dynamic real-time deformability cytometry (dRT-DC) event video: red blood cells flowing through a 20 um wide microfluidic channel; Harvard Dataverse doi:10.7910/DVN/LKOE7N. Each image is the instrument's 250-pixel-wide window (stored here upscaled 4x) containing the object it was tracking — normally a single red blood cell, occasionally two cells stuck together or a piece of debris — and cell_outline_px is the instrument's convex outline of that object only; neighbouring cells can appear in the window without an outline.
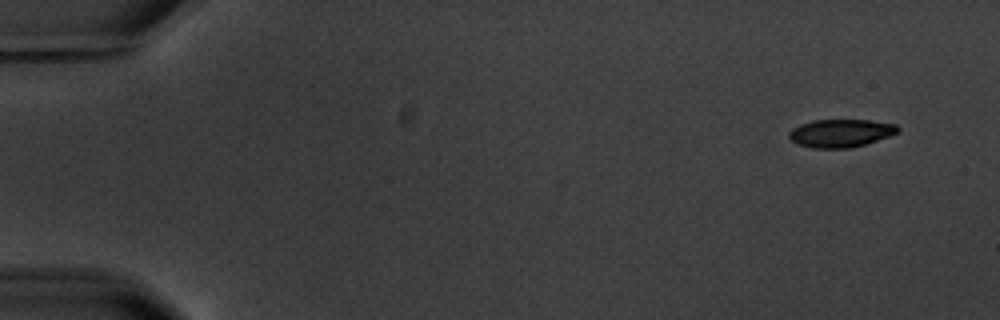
{"species": "common noctule bat (a hibernating species)", "species_latin": "Nyctalus noctula", "temperature_condition": "warm", "stored_images_in_passage": 6, "segment_of_instrument_passage": [1, 2], "camera_frame_rate_fps": 3000, "um_per_image_px": 0.085, "animal": {"sex": "male", "body_mass_g": 20.1, "forearm_length_mm": 53.5}, "frame": {"image": 1, "passage_image": 1, "time_ms": 0.0, "image_size_px": [1000, 320], "cell_outline_px": [[900, 132], [864, 144], [848, 148], [812, 148], [796, 144], [788, 136], [788, 132], [792, 128], [800, 124], [812, 120], [868, 120], [896, 124], [900, 128]], "centroid_in_image_um": [71.43, 11.31], "position_along_channel_um": 13.6, "area_um2": 17.74}}